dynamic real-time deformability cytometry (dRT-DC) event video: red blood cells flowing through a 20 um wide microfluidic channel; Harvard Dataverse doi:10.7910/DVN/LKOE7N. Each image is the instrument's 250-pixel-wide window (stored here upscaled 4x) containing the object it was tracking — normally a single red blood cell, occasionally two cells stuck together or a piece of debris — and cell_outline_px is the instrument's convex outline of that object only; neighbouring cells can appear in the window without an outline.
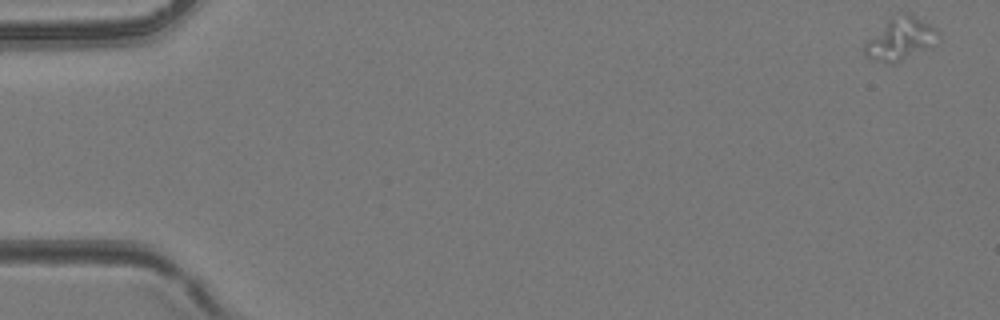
{"species": "common noctule bat (a hibernating species)", "species_latin": "Nyctalus noctula", "temperature_condition": "room temperature", "stored_images_in_passage": 37, "camera_frame_rate_fps": 3000, "um_per_image_px": 0.085, "animal": {"sex": "female", "body_mass_g": 24.6, "forearm_length_mm": 56.2}, "frame": {"image": 1, "passage_image": 1, "time_ms": 0.0, "image_size_px": [1000, 320], "cell_outline_px": [[940, 40], [892, 64], [888, 64], [876, 60], [868, 56], [864, 52], [864, 44], [892, 16], [908, 12], [936, 28], [940, 36]], "centroid_in_image_um": [76.54, 3.28], "position_along_channel_um": 8.5, "area_um2": 17.51}}
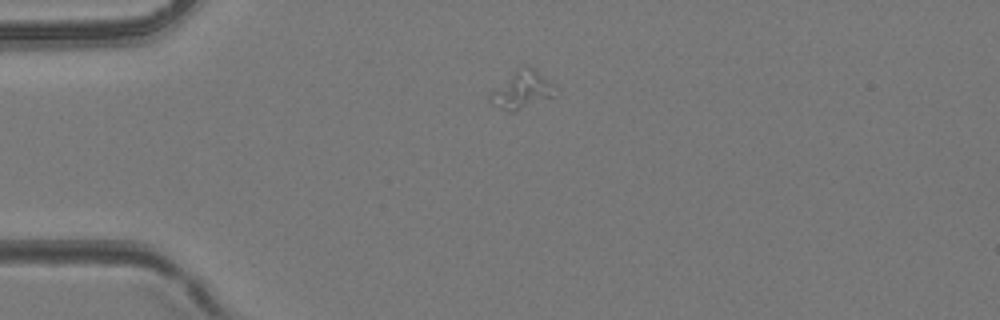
{"frame": {"image": 2, "passage_image": 11, "time_ms": 3.333, "image_size_px": [1000, 320], "cell_outline_px": [[556, 96], [512, 112], [508, 112], [492, 104], [488, 100], [488, 92], [524, 64], [532, 68], [556, 84]], "centroid_in_image_um": [44.37, 7.65], "position_along_channel_um": 40.6, "area_um2": 14.45}}